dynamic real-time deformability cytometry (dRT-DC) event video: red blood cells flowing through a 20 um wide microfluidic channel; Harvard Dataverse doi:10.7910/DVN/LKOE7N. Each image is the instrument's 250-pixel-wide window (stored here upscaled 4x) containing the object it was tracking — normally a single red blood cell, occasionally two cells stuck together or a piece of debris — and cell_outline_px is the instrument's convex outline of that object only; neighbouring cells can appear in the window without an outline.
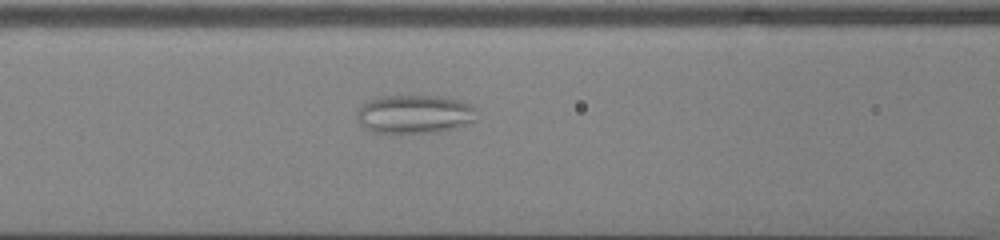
{"species": "common noctule bat (a hibernating species)", "species_latin": "Nyctalus noctula", "temperature_condition": "cold", "stored_images_in_passage": 54, "camera_frame_rate_fps": 3000, "um_per_image_px": 0.085, "animal": {"sex": "male", "body_mass_g": 13.0, "forearm_length_mm": 53.1}, "frame": {"image": 1, "passage_image": 25, "time_ms": 8.0, "image_size_px": [1000, 240], "cell_outline_px": [[476, 108], [472, 120], [456, 128], [440, 132], [372, 132], [360, 124], [356, 120], [356, 112], [368, 100], [380, 96], [436, 96], [460, 100]], "centroid_in_image_um": [35.18, 9.7], "position_along_channel_um": 131.4, "area_um2": 26.59}}
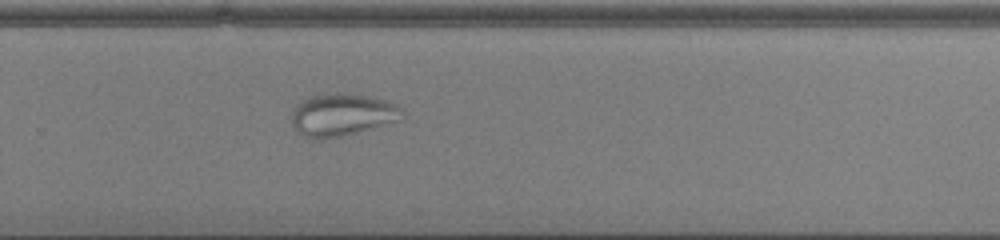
{"frame": {"image": 2, "passage_image": 38, "time_ms": 12.333, "image_size_px": [1000, 240], "cell_outline_px": [[404, 116], [400, 120], [340, 136], [324, 140], [316, 140], [304, 136], [292, 124], [292, 108], [296, 104], [312, 96], [336, 92], [344, 92], [368, 96], [384, 100], [396, 104], [404, 108]], "centroid_in_image_um": [29.09, 9.74], "position_along_channel_um": 300.7, "area_um2": 27.34}}
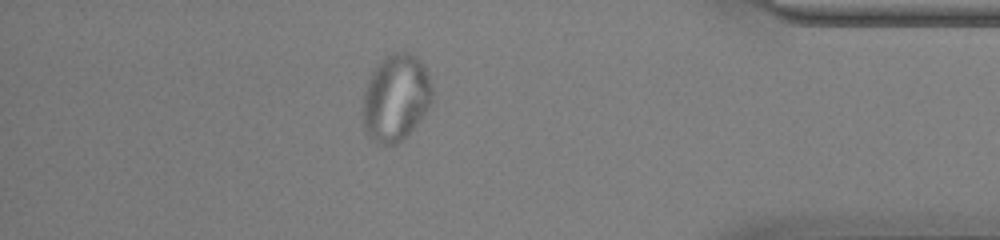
{"frame": {"image": 3, "passage_image": 48, "time_ms": 15.667, "image_size_px": [1000, 240], "cell_outline_px": [[432, 104], [416, 124], [396, 144], [376, 144], [368, 136], [364, 124], [364, 92], [368, 80], [376, 64], [384, 56], [392, 52], [412, 52], [424, 64], [428, 72], [432, 84]], "centroid_in_image_um": [33.67, 8.26], "position_along_channel_um": 401.5, "area_um2": 35.2}}